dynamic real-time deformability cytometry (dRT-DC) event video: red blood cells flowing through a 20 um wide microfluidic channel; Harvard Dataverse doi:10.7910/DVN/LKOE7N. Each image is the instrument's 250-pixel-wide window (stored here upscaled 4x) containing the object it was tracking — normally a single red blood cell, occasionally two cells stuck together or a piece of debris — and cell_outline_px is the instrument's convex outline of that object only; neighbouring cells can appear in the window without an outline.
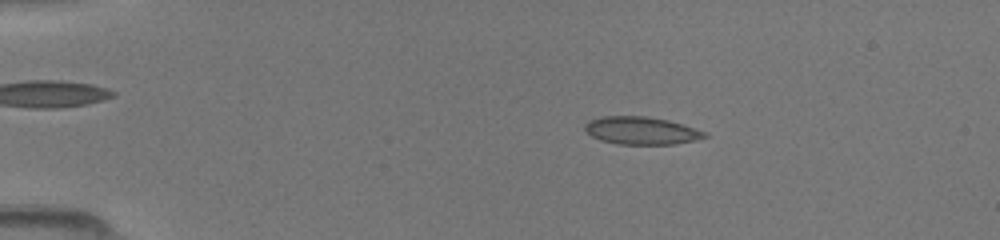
{"species": "common noctule bat (a hibernating species)", "species_latin": "Nyctalus noctula", "temperature_condition": "room temperature", "stored_images_in_passage": 49, "camera_frame_rate_fps": 3000, "um_per_image_px": 0.085, "animal": {"sex": "female", "body_mass_g": 19.5, "forearm_length_mm": 54.1}, "frame": {"image": 1, "passage_image": 9, "time_ms": 2.667, "image_size_px": [1000, 240], "cell_outline_px": [[708, 136], [696, 140], [676, 144], [616, 144], [600, 140], [584, 132], [584, 124], [588, 120], [600, 116], [648, 116], [668, 120], [684, 124], [708, 132]], "centroid_in_image_um": [54.5, 11.09], "position_along_channel_um": 30.5, "area_um2": 19.71}}
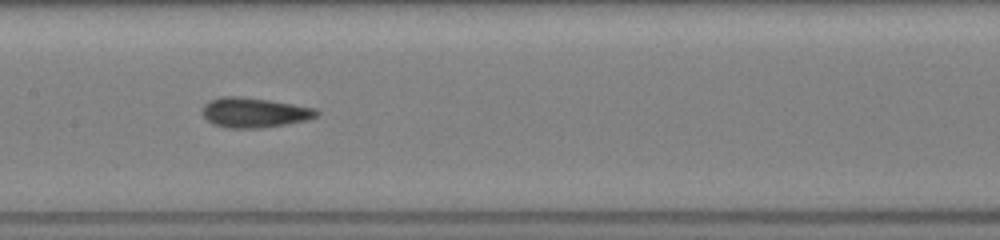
{"frame": {"image": 2, "passage_image": 25, "time_ms": 8.0, "image_size_px": [1000, 240], "cell_outline_px": [[320, 112], [316, 116], [308, 120], [264, 128], [224, 128], [212, 124], [200, 112], [204, 104], [208, 100], [220, 96], [240, 96], [268, 100], [316, 108]], "centroid_in_image_um": [21.57, 9.57], "position_along_channel_um": 185.8, "area_um2": 20.17}}
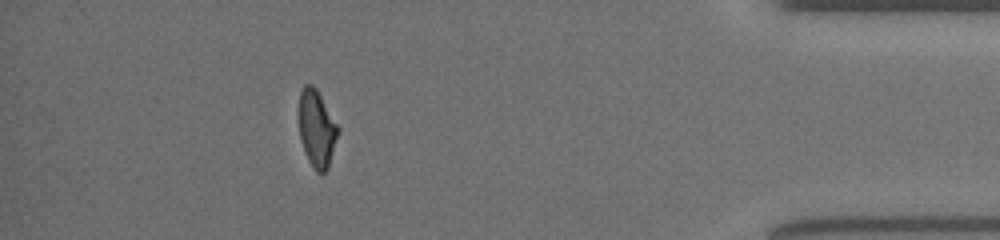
{"frame": {"image": 3, "passage_image": 44, "time_ms": 14.333, "image_size_px": [1000, 240], "cell_outline_px": [[340, 132], [328, 168], [324, 172], [316, 172], [312, 168], [308, 160], [300, 140], [300, 92], [304, 84], [312, 84], [316, 88], [340, 128]], "centroid_in_image_um": [26.95, 10.95], "position_along_channel_um": 408.2, "area_um2": 17.57}}